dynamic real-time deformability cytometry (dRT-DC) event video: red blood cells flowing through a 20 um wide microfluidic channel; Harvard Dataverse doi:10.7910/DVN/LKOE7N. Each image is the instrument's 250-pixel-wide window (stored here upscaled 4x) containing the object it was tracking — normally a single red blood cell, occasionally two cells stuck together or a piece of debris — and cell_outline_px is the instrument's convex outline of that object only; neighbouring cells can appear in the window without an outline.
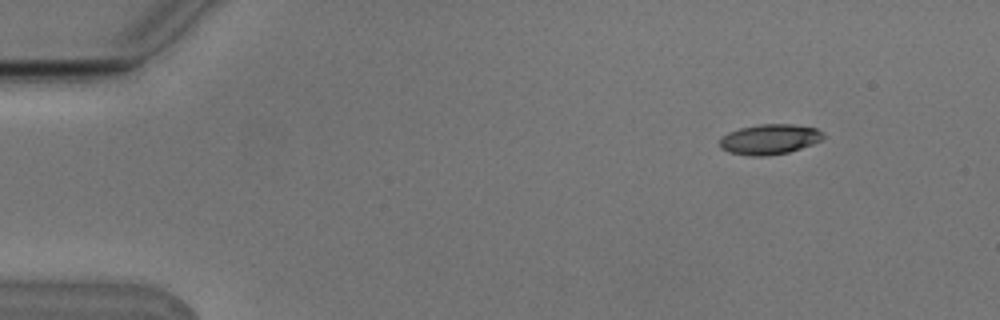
{"species": "Egyptian fruit bat (a non-hibernating species)", "species_latin": "Rousettus aegyptiacus", "temperature_condition": "cold", "stored_images_in_passage": 4, "camera_frame_rate_fps": 3000, "um_per_image_px": 0.085, "animal": {"sex": "male"}, "frame": {"image": 1, "passage_image": 2, "time_ms": 0.333, "image_size_px": [1000, 320], "cell_outline_px": [[824, 136], [820, 140], [812, 144], [788, 152], [764, 156], [748, 156], [728, 152], [720, 148], [720, 140], [728, 132], [740, 128], [760, 124], [792, 124], [816, 128], [824, 132]], "centroid_in_image_um": [65.4, 11.84], "position_along_channel_um": 19.6, "area_um2": 18.15}}